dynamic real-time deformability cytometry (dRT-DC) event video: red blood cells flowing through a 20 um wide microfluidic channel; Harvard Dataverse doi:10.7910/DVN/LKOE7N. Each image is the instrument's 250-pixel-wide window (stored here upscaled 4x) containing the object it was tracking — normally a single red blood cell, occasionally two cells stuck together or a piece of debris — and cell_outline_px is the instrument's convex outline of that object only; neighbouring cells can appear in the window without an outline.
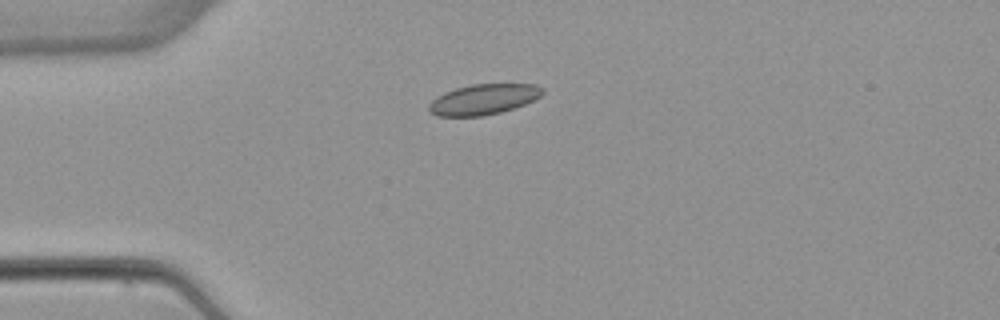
{"species": "common noctule bat (a hibernating species)", "species_latin": "Nyctalus noctula", "temperature_condition": "warm", "stored_images_in_passage": 4, "camera_frame_rate_fps": 3000, "um_per_image_px": 0.085, "animal": {"sex": "female", "body_mass_g": 22.7, "forearm_length_mm": 54.2}, "frame": {"image": 1, "passage_image": 1, "time_ms": 0.0, "image_size_px": [1000, 320], "cell_outline_px": [[544, 92], [540, 96], [524, 104], [500, 112], [484, 116], [436, 116], [428, 112], [428, 104], [436, 96], [444, 92], [456, 88], [472, 84], [536, 84], [544, 88]], "centroid_in_image_um": [41.05, 8.44], "position_along_channel_um": 43.9, "area_um2": 20.23}}
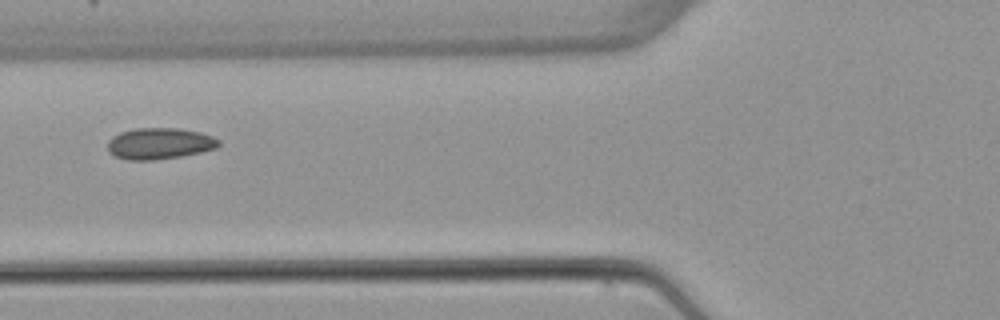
{"frame": {"image": 2, "passage_image": 3, "time_ms": 2.333, "image_size_px": [1000, 320], "cell_outline_px": [[220, 144], [216, 148], [200, 152], [180, 156], [156, 160], [128, 160], [112, 156], [108, 152], [108, 140], [112, 136], [120, 132], [136, 128], [176, 128], [200, 132], [212, 136], [220, 140]], "centroid_in_image_um": [13.52, 12.2], "position_along_channel_um": 112.3, "area_um2": 20.4}}
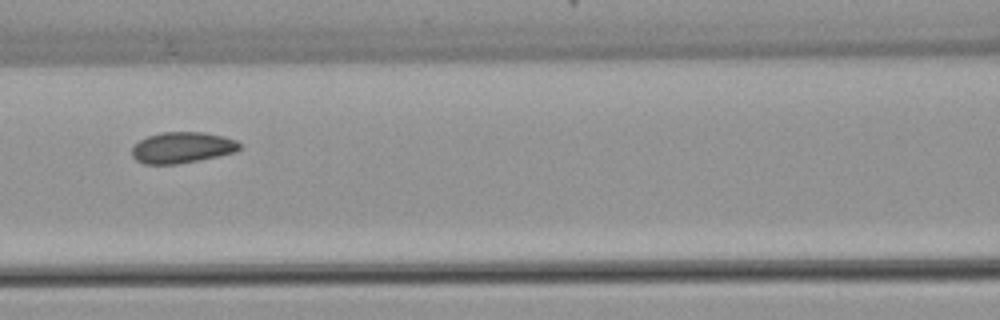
{"frame": {"image": 3, "passage_image": 4, "time_ms": 3.333, "image_size_px": [1000, 320], "cell_outline_px": [[240, 148], [236, 152], [176, 164], [144, 164], [136, 160], [132, 156], [132, 148], [140, 140], [148, 136], [160, 132], [204, 132], [224, 136], [236, 140], [240, 144]], "centroid_in_image_um": [15.47, 12.53], "position_along_channel_um": 151.1, "area_um2": 19.36}}